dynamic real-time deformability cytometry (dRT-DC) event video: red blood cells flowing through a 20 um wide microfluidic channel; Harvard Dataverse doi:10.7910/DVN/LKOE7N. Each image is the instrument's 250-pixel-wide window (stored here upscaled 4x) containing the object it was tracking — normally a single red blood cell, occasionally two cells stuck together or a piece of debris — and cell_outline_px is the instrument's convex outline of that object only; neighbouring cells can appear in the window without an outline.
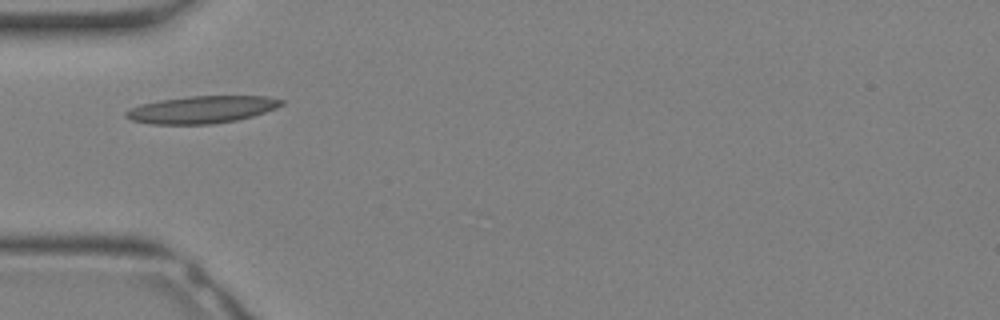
{"species": "Egyptian fruit bat (a non-hibernating species)", "species_latin": "Rousettus aegyptiacus", "temperature_condition": "warm", "stored_images_in_passage": 23, "camera_frame_rate_fps": 3000, "um_per_image_px": 0.085, "animal": {"sex": "female"}, "frame": {"image": 1, "passage_image": 1, "time_ms": 0.0, "image_size_px": [1000, 320], "cell_outline_px": [[284, 104], [276, 108], [252, 116], [236, 120], [212, 124], [152, 124], [132, 120], [124, 116], [124, 112], [128, 108], [140, 104], [160, 100], [188, 96], [268, 96], [284, 100]], "centroid_in_image_um": [17.13, 9.31], "position_along_channel_um": 67.9, "area_um2": 24.8}}
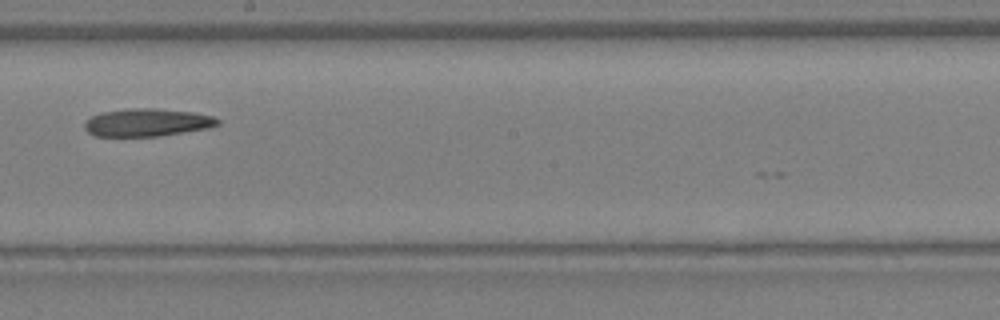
{"frame": {"image": 2, "passage_image": 9, "time_ms": 2.667, "image_size_px": [1000, 320], "cell_outline_px": [[220, 124], [208, 128], [160, 136], [92, 136], [84, 128], [84, 124], [92, 116], [100, 112], [132, 108], [156, 108], [192, 112], [212, 116], [220, 120]], "centroid_in_image_um": [12.5, 10.41], "position_along_channel_um": 235.7, "area_um2": 21.56}}
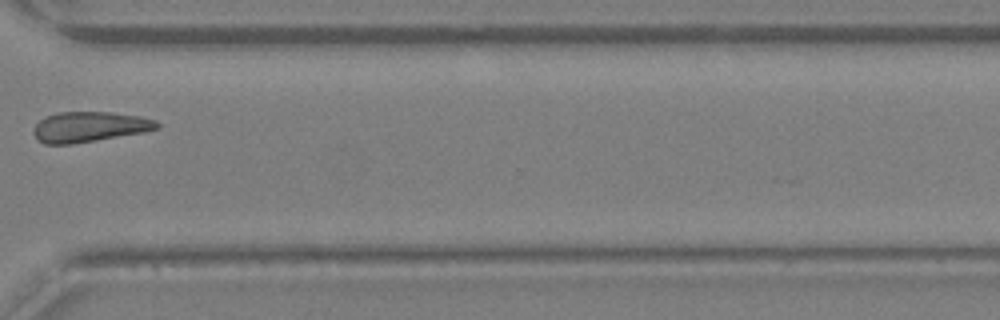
{"frame": {"image": 3, "passage_image": 15, "time_ms": 4.667, "image_size_px": [1000, 320], "cell_outline_px": [[160, 128], [144, 132], [72, 144], [44, 144], [36, 140], [32, 132], [36, 124], [40, 120], [48, 116], [60, 112], [108, 112], [140, 116], [156, 120], [160, 124]], "centroid_in_image_um": [7.6, 10.79], "position_along_channel_um": 363.0, "area_um2": 21.79}}